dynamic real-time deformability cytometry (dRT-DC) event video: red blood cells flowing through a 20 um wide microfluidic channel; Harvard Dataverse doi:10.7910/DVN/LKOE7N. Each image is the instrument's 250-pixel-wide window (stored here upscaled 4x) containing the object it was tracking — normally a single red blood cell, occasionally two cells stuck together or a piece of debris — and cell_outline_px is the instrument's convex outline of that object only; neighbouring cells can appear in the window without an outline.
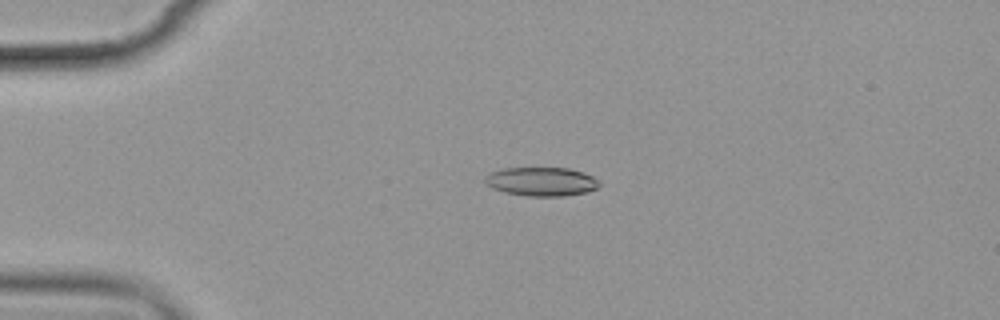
{"species": "common noctule bat (a hibernating species)", "species_latin": "Nyctalus noctula", "temperature_condition": "cold", "stored_images_in_passage": 5, "camera_frame_rate_fps": 3000, "um_per_image_px": 0.085, "animal": {"sex": "female", "body_mass_g": 19.9}, "frame": {"image": 1, "passage_image": 4, "time_ms": 3.333, "image_size_px": [1000, 320], "cell_outline_px": [[600, 184], [596, 188], [588, 192], [564, 196], [524, 196], [504, 192], [492, 188], [484, 180], [484, 176], [492, 172], [504, 168], [568, 168], [584, 172], [600, 180]], "centroid_in_image_um": [46.04, 15.44], "position_along_channel_um": 39.0, "area_um2": 19.31}}